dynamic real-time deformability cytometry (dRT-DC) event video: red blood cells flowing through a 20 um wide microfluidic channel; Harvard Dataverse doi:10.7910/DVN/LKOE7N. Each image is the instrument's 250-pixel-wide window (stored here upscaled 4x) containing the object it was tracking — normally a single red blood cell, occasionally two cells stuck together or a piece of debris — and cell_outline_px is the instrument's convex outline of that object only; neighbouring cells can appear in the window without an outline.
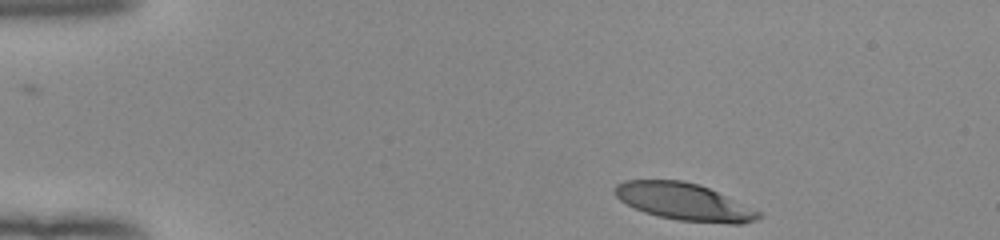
{"species": "human", "species_latin": "Homo sapiens", "temperature_condition": "room temperature", "stored_images_in_passage": 38, "camera_frame_rate_fps": 3000, "um_per_image_px": 0.085, "donor": {"sex": "female"}, "frame": {"image": 1, "passage_image": 1, "time_ms": 0.0, "image_size_px": [1000, 240], "cell_outline_px": [[764, 216], [756, 220], [740, 224], [728, 224], [680, 220], [660, 216], [644, 212], [620, 200], [612, 192], [616, 184], [624, 180], [684, 180], [700, 184], [760, 212]], "centroid_in_image_um": [58.13, 17.14], "position_along_channel_um": 26.9, "area_um2": 30.92}}
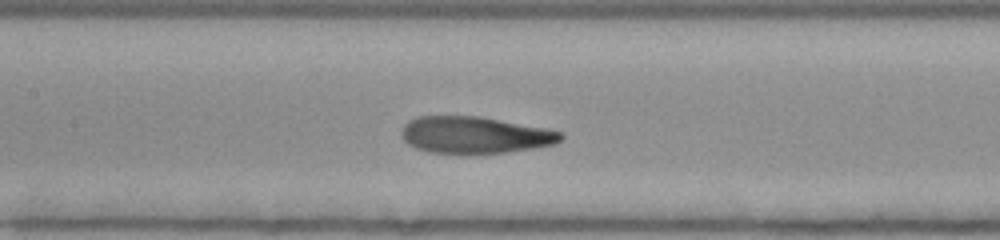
{"frame": {"image": 2, "passage_image": 18, "time_ms": 5.667, "image_size_px": [1000, 240], "cell_outline_px": [[564, 136], [556, 144], [532, 148], [504, 152], [468, 156], [428, 152], [416, 148], [408, 144], [400, 136], [400, 132], [404, 124], [408, 120], [416, 116], [480, 116], [548, 128], [564, 132]], "centroid_in_image_um": [40.34, 11.49], "position_along_channel_um": 167.1, "area_um2": 35.2}}
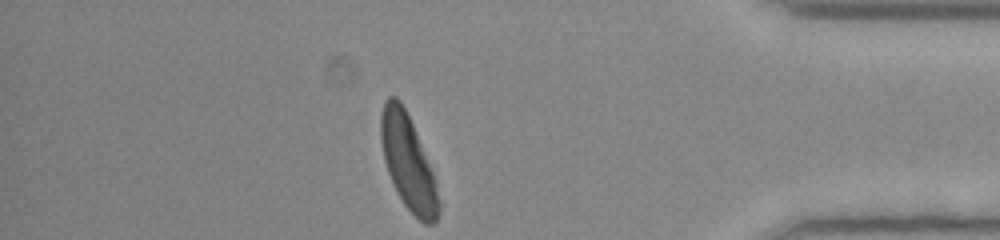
{"frame": {"image": 3, "passage_image": 38, "time_ms": 12.333, "image_size_px": [1000, 240], "cell_outline_px": [[444, 204], [436, 224], [424, 224], [404, 204], [396, 192], [388, 172], [384, 160], [380, 140], [380, 116], [384, 100], [388, 96], [396, 96], [400, 100], [412, 124], [432, 172]], "centroid_in_image_um": [34.71, 13.87], "position_along_channel_um": 400.5, "area_um2": 32.08}, "authors_computed_cell_mechanics": {"area_um2": 34.5355, "velocity_mm_per_s": 3.968, "shape_relaxation_time_tau1_ms": 2.6597, "shape_relaxation_time_tau2_ms": 1.1443, "deformation_change_tau1": 0.1975, "deformation_change_tau2": 0.0882}}